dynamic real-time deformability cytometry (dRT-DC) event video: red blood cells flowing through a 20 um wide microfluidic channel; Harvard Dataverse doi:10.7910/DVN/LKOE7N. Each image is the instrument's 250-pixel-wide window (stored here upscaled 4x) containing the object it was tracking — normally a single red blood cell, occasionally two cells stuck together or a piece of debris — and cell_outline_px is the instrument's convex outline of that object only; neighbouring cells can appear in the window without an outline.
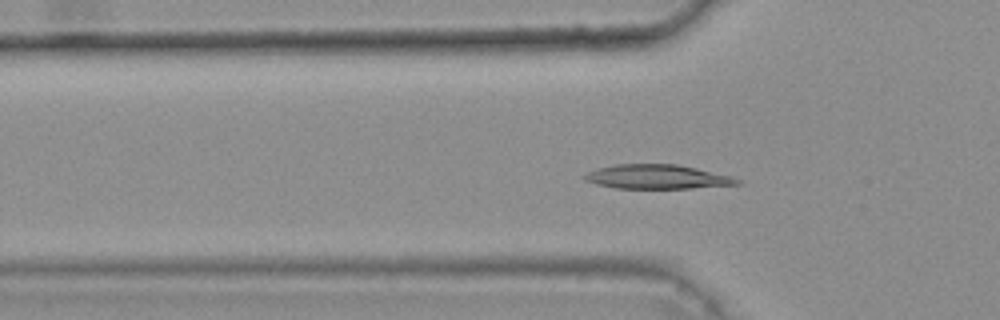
{"species": "common noctule bat (a hibernating species)", "species_latin": "Nyctalus noctula", "temperature_condition": "warm", "stored_images_in_passage": 35, "camera_frame_rate_fps": 3000, "um_per_image_px": 0.085, "animal": {"sex": "female", "body_mass_g": 25.1}, "frame": {"image": 1, "passage_image": 7, "time_ms": 2.0, "image_size_px": [1000, 320], "cell_outline_px": [[744, 184], [692, 188], [616, 188], [596, 184], [584, 180], [584, 176], [588, 172], [600, 168], [616, 164], [676, 164], [696, 168], [732, 176], [740, 180]], "centroid_in_image_um": [55.91, 15.03], "position_along_channel_um": 69.9, "area_um2": 21.44}}
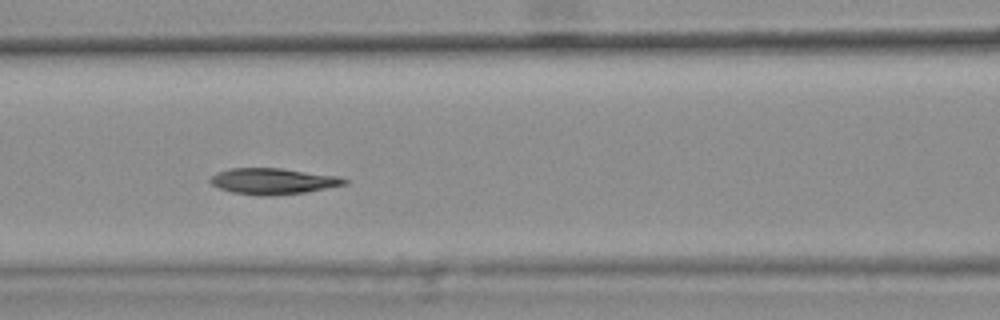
{"frame": {"image": 2, "passage_image": 13, "time_ms": 4.0, "image_size_px": [1000, 320], "cell_outline_px": [[348, 184], [304, 192], [272, 196], [256, 196], [232, 192], [220, 188], [212, 184], [208, 180], [216, 172], [228, 168], [280, 168], [340, 176], [348, 180]], "centroid_in_image_um": [23.2, 15.4], "position_along_channel_um": 143.4, "area_um2": 20.52}}
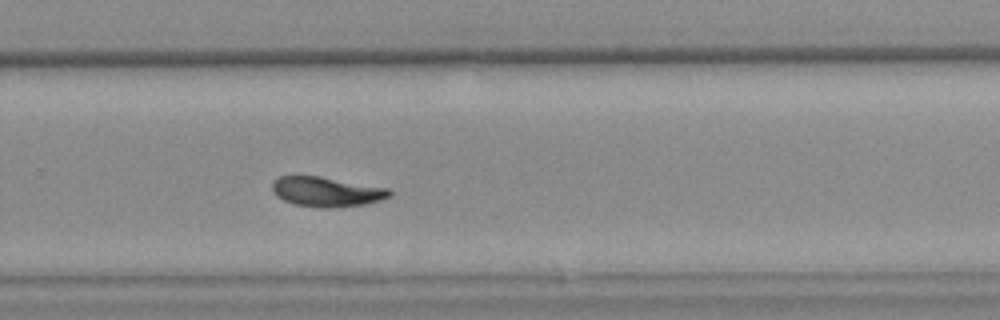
{"frame": {"image": 3, "passage_image": 26, "time_ms": 8.333, "image_size_px": [1000, 320], "cell_outline_px": [[392, 196], [380, 200], [364, 204], [336, 208], [324, 208], [292, 204], [276, 196], [272, 188], [272, 180], [280, 176], [320, 176], [388, 188], [392, 192]], "centroid_in_image_um": [27.75, 16.3], "position_along_channel_um": 302.1, "area_um2": 20.46}, "authors_computed_cell_mechanics": {"area_um2": 20.3456, "velocity_mm_per_s": 3.6666, "shape_relaxation_time_tau1_ms": 5.2614, "shape_relaxation_time_tau2_ms": 9.9349, "deformation_change_tau1": 0.1631, "deformation_change_tau2": 0.1079}}